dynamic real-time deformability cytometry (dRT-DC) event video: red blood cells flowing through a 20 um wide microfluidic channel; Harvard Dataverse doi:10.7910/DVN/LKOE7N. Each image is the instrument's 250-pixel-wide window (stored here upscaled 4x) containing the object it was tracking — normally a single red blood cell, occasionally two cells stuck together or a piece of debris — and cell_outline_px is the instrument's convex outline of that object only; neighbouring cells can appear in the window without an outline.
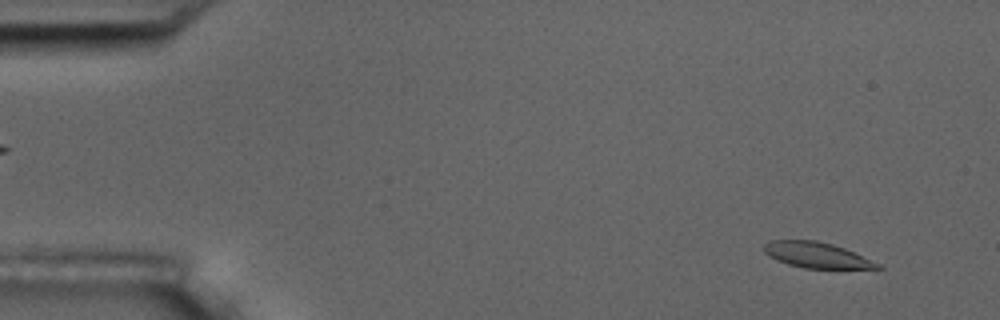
{"species": "common noctule bat (a hibernating species)", "species_latin": "Nyctalus noctula", "temperature_condition": "room temperature", "stored_images_in_passage": 56, "camera_frame_rate_fps": 3000, "um_per_image_px": 0.085, "animal": {"sex": "male", "body_mass_g": 17.5, "forearm_length_mm": 52.3}, "frame": {"image": 1, "passage_image": 4, "time_ms": 1.0, "image_size_px": [1000, 320], "cell_outline_px": [[884, 268], [804, 268], [788, 264], [776, 260], [764, 252], [764, 244], [772, 240], [816, 240], [832, 244], [844, 248], [880, 264]], "centroid_in_image_um": [69.38, 21.67], "position_along_channel_um": 15.6, "area_um2": 16.7}}
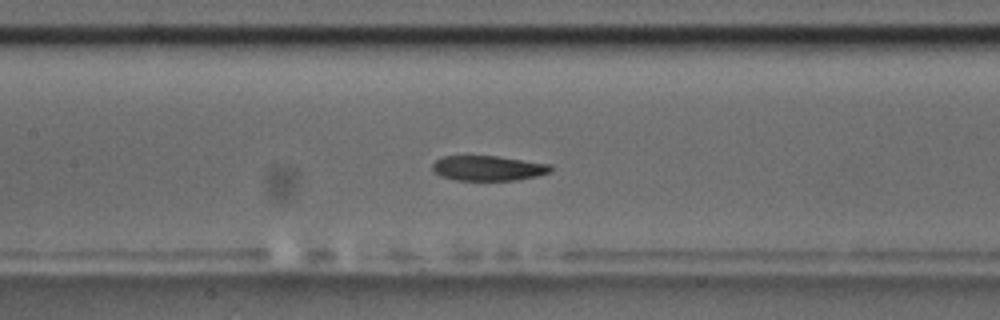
{"frame": {"image": 2, "passage_image": 26, "time_ms": 8.333, "image_size_px": [1000, 320], "cell_outline_px": [[552, 172], [536, 176], [516, 180], [456, 180], [440, 176], [432, 168], [432, 164], [436, 160], [444, 156], [500, 156], [552, 164]], "centroid_in_image_um": [41.53, 14.29], "position_along_channel_um": 165.9, "area_um2": 17.34}}
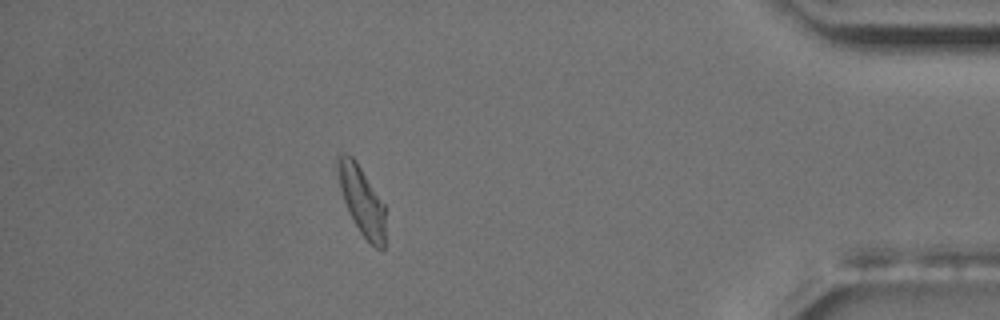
{"frame": {"image": 3, "passage_image": 50, "time_ms": 16.333, "image_size_px": [1000, 320], "cell_outline_px": [[384, 248], [376, 248], [360, 232], [344, 200], [340, 188], [336, 168], [336, 156], [340, 152], [344, 152], [352, 156], [356, 160], [384, 204]], "centroid_in_image_um": [30.71, 16.95], "position_along_channel_um": 404.5, "area_um2": 18.67}, "authors_computed_cell_mechanics": {"area_um2": 18.6405, "velocity_mm_per_s": 3.5489, "shape_relaxation_time_tau1_ms": 5.3795, "shape_relaxation_time_tau2_ms": 3.1937, "deformation_change_tau1": 0.141, "deformation_change_tau2": 0.0761}}